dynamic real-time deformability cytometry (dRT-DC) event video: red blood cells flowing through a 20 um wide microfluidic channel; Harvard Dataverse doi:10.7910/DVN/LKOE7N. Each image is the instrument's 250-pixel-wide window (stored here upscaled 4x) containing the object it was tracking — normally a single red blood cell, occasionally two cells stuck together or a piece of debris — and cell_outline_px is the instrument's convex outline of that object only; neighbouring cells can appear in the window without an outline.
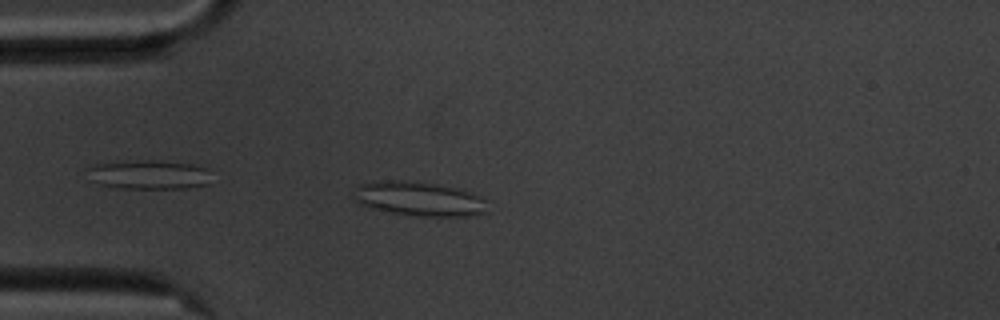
{"species": "common noctule bat (a hibernating species)", "species_latin": "Nyctalus noctula", "temperature_condition": "cold", "stored_images_in_passage": 44, "camera_frame_rate_fps": 3000, "um_per_image_px": 0.085, "animal": {"sex": "male", "body_mass_g": 20.1, "forearm_length_mm": 53.5}, "frame": {"image": 1, "passage_image": 3, "time_ms": 0.667, "image_size_px": [1000, 320], "cell_outline_px": [[484, 212], [468, 216], [416, 216], [392, 212], [372, 208], [360, 204], [356, 200], [360, 184], [388, 180], [400, 180], [436, 184], [456, 188], [472, 192], [480, 196], [484, 200]], "centroid_in_image_um": [35.66, 16.9], "position_along_channel_um": 49.3, "area_um2": 25.95}}
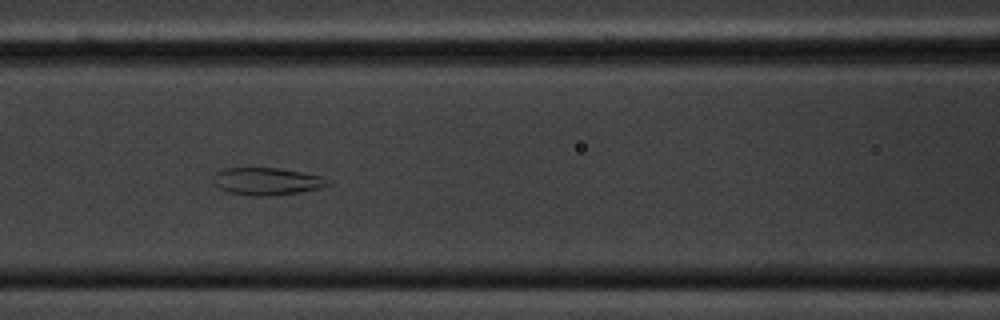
{"frame": {"image": 2, "passage_image": 12, "time_ms": 3.667, "image_size_px": [1000, 320], "cell_outline_px": [[332, 184], [320, 188], [300, 192], [272, 196], [248, 196], [228, 192], [220, 188], [212, 180], [212, 176], [216, 172], [224, 168], [276, 168], [324, 176], [332, 180]], "centroid_in_image_um": [22.72, 15.42], "position_along_channel_um": 143.9, "area_um2": 18.55}}
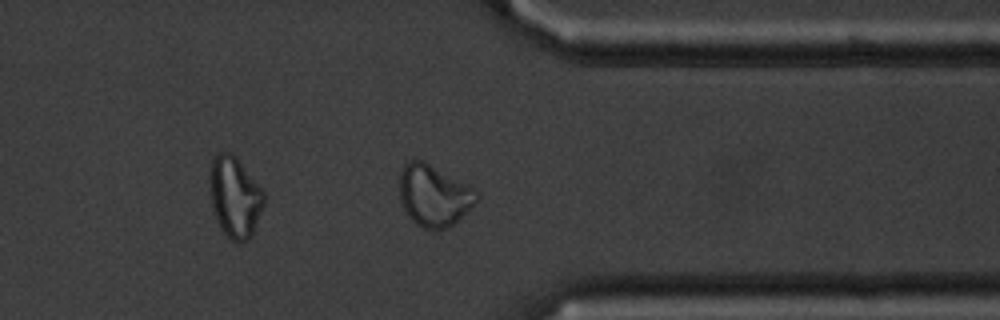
{"frame": {"image": 3, "passage_image": 32, "time_ms": 10.333, "image_size_px": [1000, 320], "cell_outline_px": [[480, 200], [452, 224], [444, 228], [424, 228], [416, 224], [408, 216], [400, 200], [400, 172], [404, 164], [408, 160], [424, 160], [468, 184], [480, 192]], "centroid_in_image_um": [36.9, 16.58], "position_along_channel_um": 374.5, "area_um2": 27.69}}